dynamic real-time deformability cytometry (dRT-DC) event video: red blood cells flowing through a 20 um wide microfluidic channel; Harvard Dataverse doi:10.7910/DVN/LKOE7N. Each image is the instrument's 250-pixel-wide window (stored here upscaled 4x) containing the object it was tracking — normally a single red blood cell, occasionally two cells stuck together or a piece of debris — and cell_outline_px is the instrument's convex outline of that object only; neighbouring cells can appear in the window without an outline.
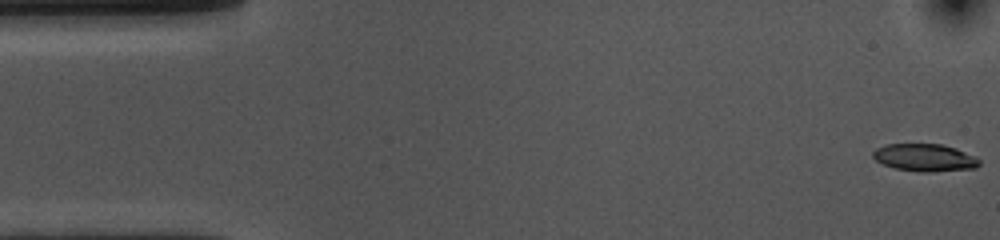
{"species": "common noctule bat (a hibernating species)", "species_latin": "Nyctalus noctula", "temperature_condition": "cold", "stored_images_in_passage": 55, "camera_frame_rate_fps": 3000, "um_per_image_px": 0.085, "animal": {"sex": "female", "body_mass_g": 10.0, "forearm_length_mm": 53.1}, "frame": {"image": 1, "passage_image": 1, "time_ms": 0.0, "image_size_px": [1000, 240], "cell_outline_px": [[980, 164], [976, 168], [932, 172], [920, 172], [896, 168], [884, 164], [876, 160], [872, 156], [872, 152], [876, 148], [884, 144], [940, 144], [956, 148], [976, 156], [980, 160]], "centroid_in_image_um": [78.62, 13.39], "position_along_channel_um": 6.4, "area_um2": 17.11}}
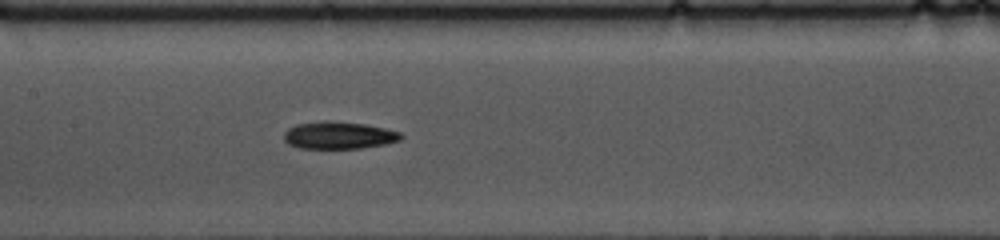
{"frame": {"image": 2, "passage_image": 25, "time_ms": 8.0, "image_size_px": [1000, 240], "cell_outline_px": [[404, 136], [400, 140], [384, 144], [360, 148], [300, 148], [288, 144], [284, 140], [284, 132], [288, 128], [296, 124], [324, 120], [328, 120], [364, 124], [384, 128], [400, 132]], "centroid_in_image_um": [28.77, 11.49], "position_along_channel_um": 178.6, "area_um2": 18.61}}
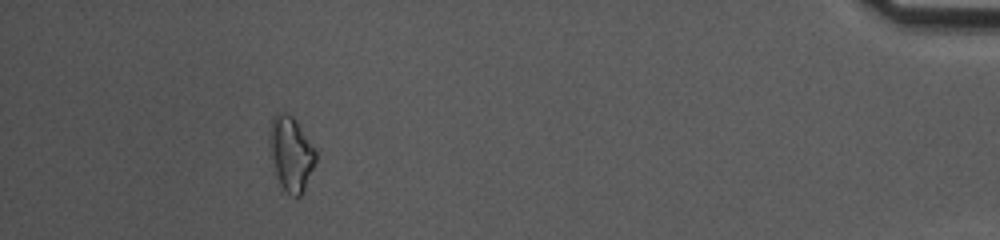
{"frame": {"image": 3, "passage_image": 50, "time_ms": 16.333, "image_size_px": [1000, 240], "cell_outline_px": [[316, 160], [304, 192], [300, 196], [292, 196], [280, 184], [272, 172], [268, 148], [268, 132], [272, 116], [276, 112], [288, 112], [296, 120], [316, 148]], "centroid_in_image_um": [24.69, 13.03], "position_along_channel_um": 410.5, "area_um2": 20.92}, "authors_computed_cell_mechanics": {"area_um2": 18.2648, "velocity_mm_per_s": 3.5844, "shape_relaxation_time_tau1_ms": 3.4859, "shape_relaxation_time_tau2_ms": null, "deformation_change_tau1": 0.1113, "deformation_change_tau2": null}}